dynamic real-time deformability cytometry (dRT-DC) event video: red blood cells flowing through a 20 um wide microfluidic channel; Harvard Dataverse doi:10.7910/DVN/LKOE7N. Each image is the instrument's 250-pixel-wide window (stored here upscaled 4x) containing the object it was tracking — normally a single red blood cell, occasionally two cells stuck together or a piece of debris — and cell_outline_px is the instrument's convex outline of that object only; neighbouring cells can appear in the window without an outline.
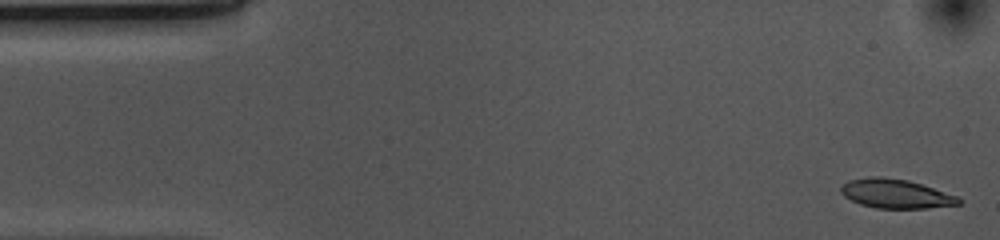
{"species": "common noctule bat (a hibernating species)", "species_latin": "Nyctalus noctula", "temperature_condition": "cold", "stored_images_in_passage": 52, "camera_frame_rate_fps": 3000, "um_per_image_px": 0.085, "animal": {"sex": "female", "body_mass_g": 10.0, "forearm_length_mm": 53.1}, "frame": {"image": 1, "passage_image": 1, "time_ms": 0.0, "image_size_px": [1000, 240], "cell_outline_px": [[964, 200], [960, 204], [928, 208], [876, 208], [860, 204], [844, 196], [840, 192], [840, 188], [848, 180], [868, 176], [880, 176], [908, 180], [956, 196]], "centroid_in_image_um": [76.11, 16.46], "position_along_channel_um": 8.9, "area_um2": 19.88}}
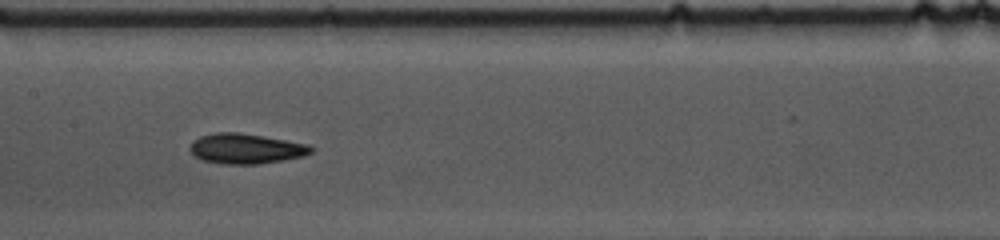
{"frame": {"image": 2, "passage_image": 24, "time_ms": 7.667, "image_size_px": [1000, 240], "cell_outline_px": [[316, 148], [312, 152], [304, 156], [284, 160], [256, 164], [224, 164], [204, 160], [196, 156], [188, 148], [192, 140], [200, 136], [216, 132], [236, 132], [308, 144]], "centroid_in_image_um": [20.9, 12.63], "position_along_channel_um": 186.5, "area_um2": 21.15}}
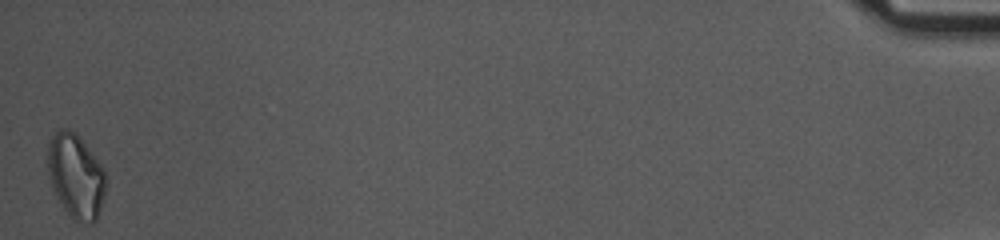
{"frame": {"image": 3, "passage_image": 52, "time_ms": 17.0, "image_size_px": [1000, 240], "cell_outline_px": [[108, 184], [96, 220], [92, 224], [72, 220], [56, 196], [48, 172], [48, 140], [60, 128], [68, 128], [84, 144], [104, 168]], "centroid_in_image_um": [6.46, 15.0], "position_along_channel_um": 428.7, "area_um2": 28.32}, "authors_computed_cell_mechanics": {"area_um2": 20.4901, "velocity_mm_per_s": 3.6817, "shape_relaxation_time_tau1_ms": 6.5534, "shape_relaxation_time_tau2_ms": 10.4867, "deformation_change_tau1": 0.171, "deformation_change_tau2": 0.2}}